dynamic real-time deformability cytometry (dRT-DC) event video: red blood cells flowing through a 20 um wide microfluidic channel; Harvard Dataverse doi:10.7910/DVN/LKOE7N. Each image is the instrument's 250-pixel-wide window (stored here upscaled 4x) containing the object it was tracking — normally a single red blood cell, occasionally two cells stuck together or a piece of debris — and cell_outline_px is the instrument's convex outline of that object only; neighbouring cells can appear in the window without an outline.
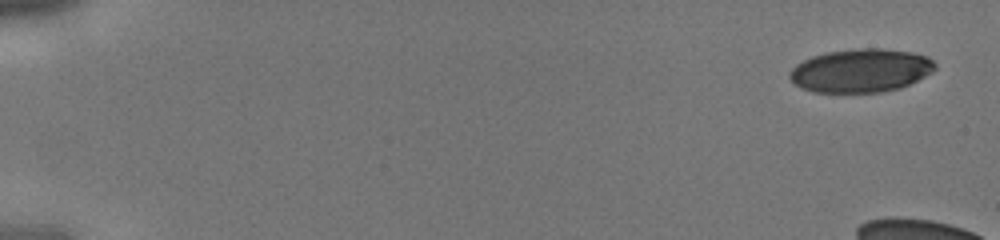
{"species": "human", "species_latin": "Homo sapiens", "temperature_condition": "cold", "stored_images_in_passage": 8, "camera_frame_rate_fps": 3000, "um_per_image_px": 0.085, "donor": {"sex": "male"}, "frame": {"image": 1, "passage_image": 1, "time_ms": 0.0, "image_size_px": [1000, 240], "cell_outline_px": [[936, 68], [932, 72], [900, 88], [880, 92], [812, 92], [800, 88], [788, 76], [788, 72], [796, 64], [812, 56], [828, 52], [860, 48], [880, 48], [912, 52], [928, 56], [936, 64]], "centroid_in_image_um": [73.16, 5.99], "position_along_channel_um": 11.8, "area_um2": 36.76}}